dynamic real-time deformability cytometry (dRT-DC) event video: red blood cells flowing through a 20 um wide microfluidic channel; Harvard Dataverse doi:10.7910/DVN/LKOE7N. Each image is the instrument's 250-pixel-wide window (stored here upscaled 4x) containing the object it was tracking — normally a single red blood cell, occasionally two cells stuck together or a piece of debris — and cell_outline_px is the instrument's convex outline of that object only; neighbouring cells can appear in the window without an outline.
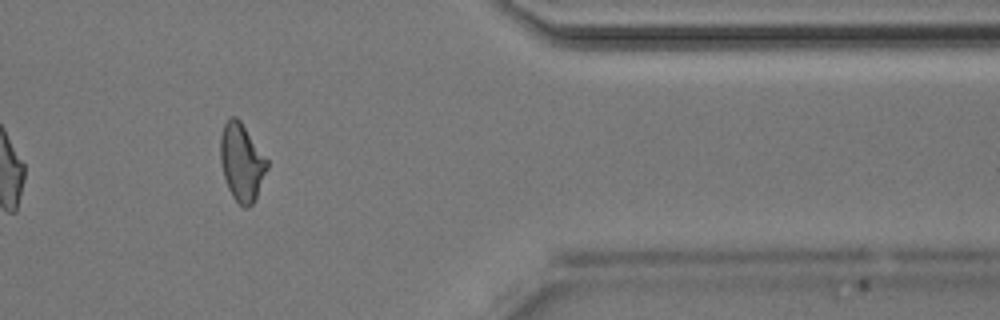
{"species": "Egyptian fruit bat (a non-hibernating species)", "species_latin": "Rousettus aegyptiacus", "temperature_condition": "room temperature", "stored_images_in_passage": 38, "camera_frame_rate_fps": 3000, "um_per_image_px": 0.085, "animal": {"sex": "male"}, "frame": {"image": 1, "passage_image": 33, "time_ms": 10.667, "image_size_px": [1000, 320], "cell_outline_px": [[268, 168], [256, 200], [248, 208], [244, 208], [232, 196], [228, 188], [224, 176], [220, 160], [220, 136], [224, 124], [232, 116], [236, 116], [240, 120], [268, 160]], "centroid_in_image_um": [20.55, 13.81], "position_along_channel_um": 390.8, "area_um2": 21.15}}